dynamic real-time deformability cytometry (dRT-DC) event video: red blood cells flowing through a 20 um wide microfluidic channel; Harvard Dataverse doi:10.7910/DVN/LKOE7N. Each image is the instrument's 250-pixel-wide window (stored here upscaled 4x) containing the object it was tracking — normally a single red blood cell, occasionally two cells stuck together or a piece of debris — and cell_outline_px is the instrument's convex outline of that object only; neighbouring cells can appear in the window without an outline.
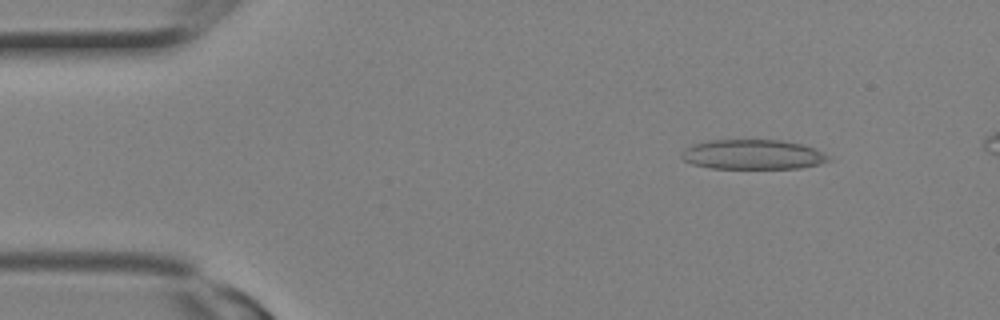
{"species": "Egyptian fruit bat (a non-hibernating species)", "species_latin": "Rousettus aegyptiacus", "temperature_condition": "room temperature", "stored_images_in_passage": 2, "camera_frame_rate_fps": 3000, "um_per_image_px": 0.085, "animal": {"sex": "female"}, "frame": {"image": 1, "passage_image": 2, "time_ms": 0.333, "image_size_px": [1000, 320], "cell_outline_px": [[832, 160], [820, 164], [800, 168], [712, 168], [692, 164], [684, 160], [680, 156], [680, 152], [684, 148], [692, 144], [708, 140], [784, 140], [804, 144], [816, 148], [824, 152]], "centroid_in_image_um": [64.01, 13.12], "position_along_channel_um": 21.0, "area_um2": 25.84}}